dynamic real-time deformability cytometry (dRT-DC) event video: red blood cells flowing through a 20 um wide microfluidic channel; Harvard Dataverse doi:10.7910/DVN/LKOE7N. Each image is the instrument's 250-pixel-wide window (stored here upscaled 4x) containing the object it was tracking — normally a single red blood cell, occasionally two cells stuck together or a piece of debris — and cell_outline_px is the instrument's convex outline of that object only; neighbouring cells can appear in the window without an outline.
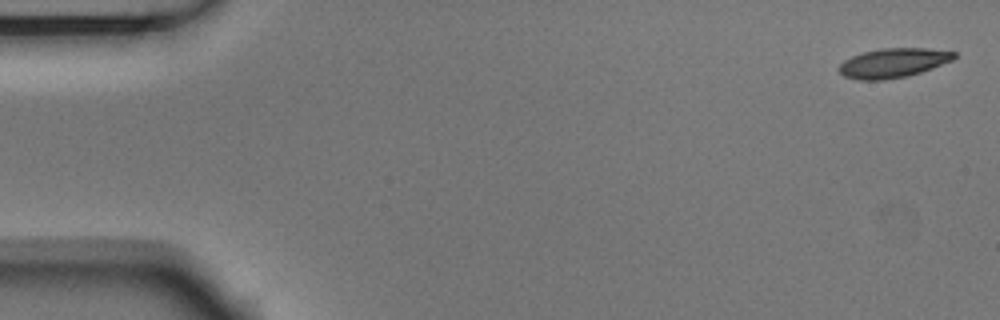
{"species": "Egyptian fruit bat (a non-hibernating species)", "species_latin": "Rousettus aegyptiacus", "temperature_condition": "room temperature", "stored_images_in_passage": 5, "camera_frame_rate_fps": 3000, "um_per_image_px": 0.085, "animal": {"sex": "male"}, "frame": {"image": 1, "passage_image": 1, "time_ms": 0.0, "image_size_px": [1000, 320], "cell_outline_px": [[956, 56], [952, 60], [932, 68], [908, 76], [884, 80], [856, 80], [844, 76], [836, 68], [844, 60], [852, 56], [864, 52], [880, 48], [924, 48], [956, 52]], "centroid_in_image_um": [75.88, 5.35], "position_along_channel_um": 9.1, "area_um2": 19.71}}
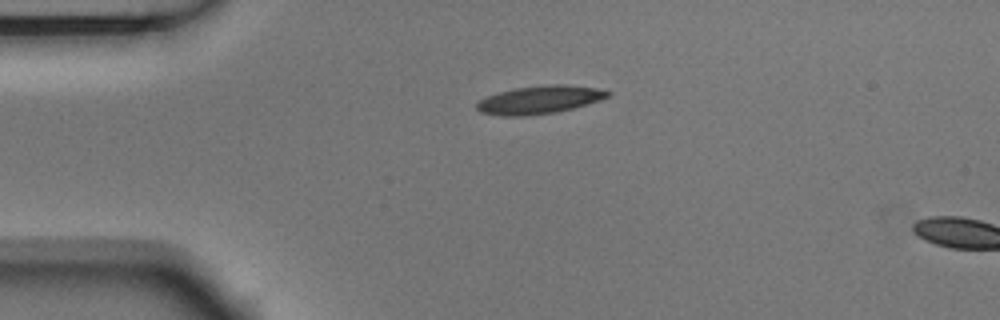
{"frame": {"image": 2, "passage_image": 4, "time_ms": 1.0, "image_size_px": [1000, 320], "cell_outline_px": [[612, 92], [608, 96], [600, 100], [572, 108], [556, 112], [524, 116], [504, 116], [480, 112], [476, 108], [476, 104], [480, 100], [488, 96], [500, 92], [516, 88], [552, 84], [564, 84], [596, 88]], "centroid_in_image_um": [45.86, 8.48], "position_along_channel_um": 39.1, "area_um2": 21.1}}